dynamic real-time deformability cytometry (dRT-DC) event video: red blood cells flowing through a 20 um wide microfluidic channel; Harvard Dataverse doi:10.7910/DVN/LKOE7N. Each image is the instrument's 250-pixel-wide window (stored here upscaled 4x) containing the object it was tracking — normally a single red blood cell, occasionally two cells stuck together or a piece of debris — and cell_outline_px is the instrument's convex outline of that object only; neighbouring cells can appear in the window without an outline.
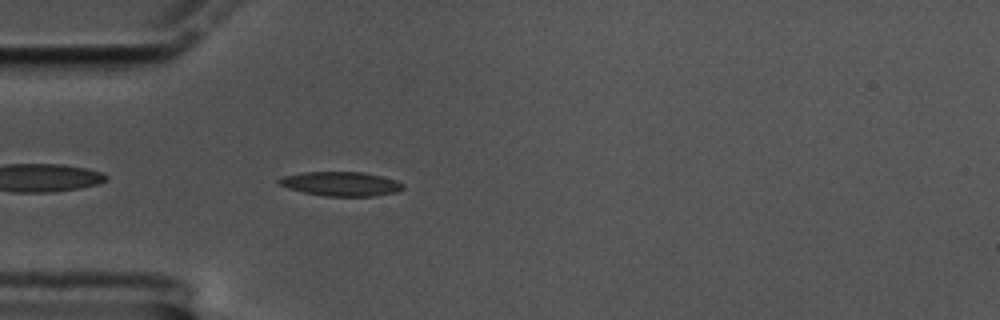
{"species": "common noctule bat (a hibernating species)", "species_latin": "Nyctalus noctula", "temperature_condition": "cold", "stored_images_in_passage": 45, "camera_frame_rate_fps": 3000, "um_per_image_px": 0.085, "animal": {"sex": "male", "body_mass_g": 17.5, "forearm_length_mm": 52.3}, "frame": {"image": 1, "passage_image": 3, "time_ms": 0.667, "image_size_px": [1000, 320], "cell_outline_px": [[404, 188], [396, 192], [372, 196], [324, 196], [304, 192], [288, 188], [280, 184], [276, 180], [280, 176], [304, 172], [364, 172], [396, 180], [404, 184]], "centroid_in_image_um": [28.96, 15.62], "position_along_channel_um": 56.0, "area_um2": 17.51}}
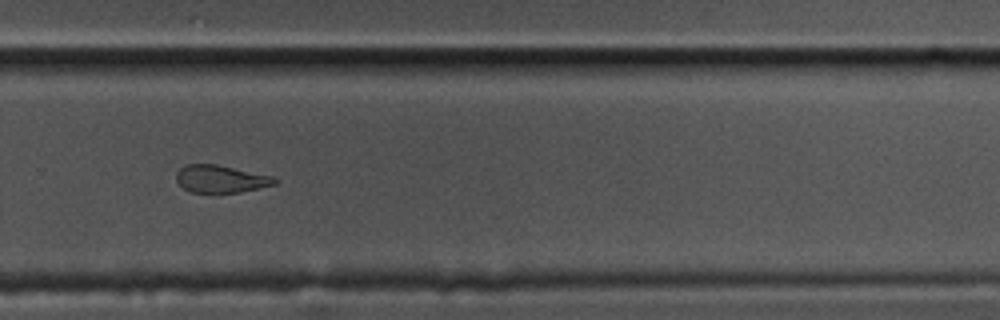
{"frame": {"image": 2, "passage_image": 26, "time_ms": 8.333, "image_size_px": [1000, 320], "cell_outline_px": [[276, 184], [240, 192], [192, 192], [184, 188], [176, 180], [176, 172], [184, 164], [216, 164], [272, 176], [276, 180]], "centroid_in_image_um": [18.73, 15.2], "position_along_channel_um": 311.1, "area_um2": 15.55}}
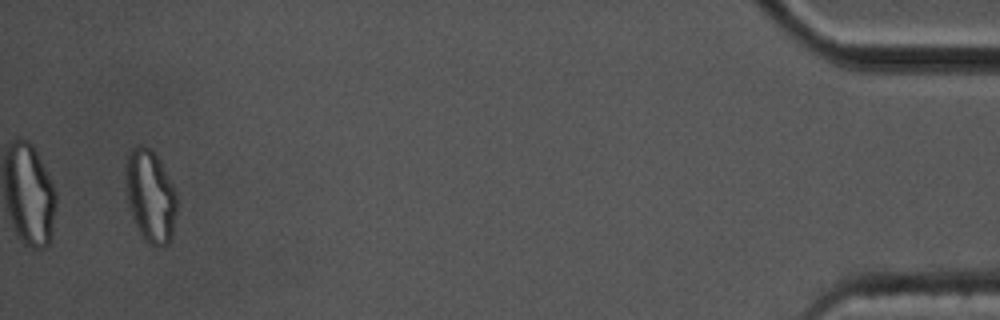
{"frame": {"image": 3, "passage_image": 43, "time_ms": 14.0, "image_size_px": [1000, 320], "cell_outline_px": [[176, 212], [172, 236], [168, 244], [160, 248], [148, 244], [140, 236], [132, 216], [128, 204], [124, 172], [128, 152], [132, 148], [140, 144], [144, 144], [152, 148], [160, 160], [176, 192]], "centroid_in_image_um": [12.76, 16.65], "position_along_channel_um": 422.4, "area_um2": 28.09}, "authors_computed_cell_mechanics": {"area_um2": 17.2822, "velocity_mm_per_s": 3.394, "shape_relaxation_time_tau1_ms": 6.0252, "shape_relaxation_time_tau2_ms": 4.0901, "deformation_change_tau1": 0.1625, "deformation_change_tau2": 0.1041}}